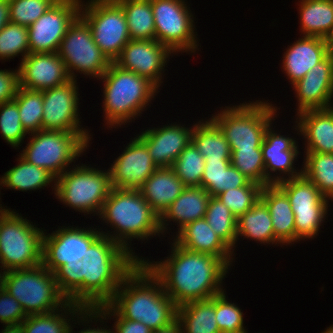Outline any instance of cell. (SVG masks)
Instances as JSON below:
<instances>
[{
  "label": "cell",
  "instance_id": "6da1fadb",
  "mask_svg": "<svg viewBox=\"0 0 333 333\" xmlns=\"http://www.w3.org/2000/svg\"><path fill=\"white\" fill-rule=\"evenodd\" d=\"M138 261L117 242L100 235L82 254L71 256L54 274L68 302L97 308L114 296Z\"/></svg>",
  "mask_w": 333,
  "mask_h": 333
},
{
  "label": "cell",
  "instance_id": "7a4b0ae2",
  "mask_svg": "<svg viewBox=\"0 0 333 333\" xmlns=\"http://www.w3.org/2000/svg\"><path fill=\"white\" fill-rule=\"evenodd\" d=\"M171 248L170 257L164 261L143 262L161 280L165 293L177 306L225 292L221 282L230 267L222 258L189 251L175 242Z\"/></svg>",
  "mask_w": 333,
  "mask_h": 333
},
{
  "label": "cell",
  "instance_id": "3957f363",
  "mask_svg": "<svg viewBox=\"0 0 333 333\" xmlns=\"http://www.w3.org/2000/svg\"><path fill=\"white\" fill-rule=\"evenodd\" d=\"M108 304L122 317L140 321L152 331L177 320L175 302L165 293L161 280L144 262H138L122 279Z\"/></svg>",
  "mask_w": 333,
  "mask_h": 333
},
{
  "label": "cell",
  "instance_id": "277c9868",
  "mask_svg": "<svg viewBox=\"0 0 333 333\" xmlns=\"http://www.w3.org/2000/svg\"><path fill=\"white\" fill-rule=\"evenodd\" d=\"M98 216L107 225L110 223L111 228L114 227V234H110V231L100 233L117 242L138 262H143L144 258L132 252L128 240L136 238L144 241L161 233L160 216L139 190L112 188Z\"/></svg>",
  "mask_w": 333,
  "mask_h": 333
},
{
  "label": "cell",
  "instance_id": "5b68a950",
  "mask_svg": "<svg viewBox=\"0 0 333 333\" xmlns=\"http://www.w3.org/2000/svg\"><path fill=\"white\" fill-rule=\"evenodd\" d=\"M100 79L104 82L103 111L109 128L127 124L140 116L159 89L146 77L121 69L114 62Z\"/></svg>",
  "mask_w": 333,
  "mask_h": 333
},
{
  "label": "cell",
  "instance_id": "8992f818",
  "mask_svg": "<svg viewBox=\"0 0 333 333\" xmlns=\"http://www.w3.org/2000/svg\"><path fill=\"white\" fill-rule=\"evenodd\" d=\"M23 218L10 208L0 212L1 272L42 264L44 231Z\"/></svg>",
  "mask_w": 333,
  "mask_h": 333
},
{
  "label": "cell",
  "instance_id": "52a82bcc",
  "mask_svg": "<svg viewBox=\"0 0 333 333\" xmlns=\"http://www.w3.org/2000/svg\"><path fill=\"white\" fill-rule=\"evenodd\" d=\"M2 287L20 303L27 315L50 313L68 302L58 289L55 274L42 264L2 272Z\"/></svg>",
  "mask_w": 333,
  "mask_h": 333
},
{
  "label": "cell",
  "instance_id": "ba28073f",
  "mask_svg": "<svg viewBox=\"0 0 333 333\" xmlns=\"http://www.w3.org/2000/svg\"><path fill=\"white\" fill-rule=\"evenodd\" d=\"M225 108L211 119L222 130L230 149H261L265 132L277 117V107L257 100Z\"/></svg>",
  "mask_w": 333,
  "mask_h": 333
},
{
  "label": "cell",
  "instance_id": "9c48e42d",
  "mask_svg": "<svg viewBox=\"0 0 333 333\" xmlns=\"http://www.w3.org/2000/svg\"><path fill=\"white\" fill-rule=\"evenodd\" d=\"M55 197L82 213L99 215L112 190L111 174L85 164L65 171L56 178ZM99 213V214H98Z\"/></svg>",
  "mask_w": 333,
  "mask_h": 333
},
{
  "label": "cell",
  "instance_id": "30bf717a",
  "mask_svg": "<svg viewBox=\"0 0 333 333\" xmlns=\"http://www.w3.org/2000/svg\"><path fill=\"white\" fill-rule=\"evenodd\" d=\"M32 134L20 156L30 164L48 170L56 178L88 149L91 141L89 132L40 130Z\"/></svg>",
  "mask_w": 333,
  "mask_h": 333
},
{
  "label": "cell",
  "instance_id": "8fae6325",
  "mask_svg": "<svg viewBox=\"0 0 333 333\" xmlns=\"http://www.w3.org/2000/svg\"><path fill=\"white\" fill-rule=\"evenodd\" d=\"M79 15L90 26L94 42L114 62L131 40L121 5L116 0L81 1Z\"/></svg>",
  "mask_w": 333,
  "mask_h": 333
},
{
  "label": "cell",
  "instance_id": "7c38bea8",
  "mask_svg": "<svg viewBox=\"0 0 333 333\" xmlns=\"http://www.w3.org/2000/svg\"><path fill=\"white\" fill-rule=\"evenodd\" d=\"M57 53L71 79L77 77L75 72L100 79L112 63L94 42L90 26L80 15L69 25Z\"/></svg>",
  "mask_w": 333,
  "mask_h": 333
},
{
  "label": "cell",
  "instance_id": "4fadbf2b",
  "mask_svg": "<svg viewBox=\"0 0 333 333\" xmlns=\"http://www.w3.org/2000/svg\"><path fill=\"white\" fill-rule=\"evenodd\" d=\"M277 185L286 193L294 212L295 242L316 237L327 215L329 199L303 174Z\"/></svg>",
  "mask_w": 333,
  "mask_h": 333
},
{
  "label": "cell",
  "instance_id": "5bb4252c",
  "mask_svg": "<svg viewBox=\"0 0 333 333\" xmlns=\"http://www.w3.org/2000/svg\"><path fill=\"white\" fill-rule=\"evenodd\" d=\"M151 6L156 40L173 53H195L199 44L193 15L185 0H151Z\"/></svg>",
  "mask_w": 333,
  "mask_h": 333
},
{
  "label": "cell",
  "instance_id": "9a60e30c",
  "mask_svg": "<svg viewBox=\"0 0 333 333\" xmlns=\"http://www.w3.org/2000/svg\"><path fill=\"white\" fill-rule=\"evenodd\" d=\"M82 0H58L28 27L30 53H54L69 25L79 15Z\"/></svg>",
  "mask_w": 333,
  "mask_h": 333
},
{
  "label": "cell",
  "instance_id": "2e32d148",
  "mask_svg": "<svg viewBox=\"0 0 333 333\" xmlns=\"http://www.w3.org/2000/svg\"><path fill=\"white\" fill-rule=\"evenodd\" d=\"M76 79L42 91V130L88 132L80 126L79 93Z\"/></svg>",
  "mask_w": 333,
  "mask_h": 333
},
{
  "label": "cell",
  "instance_id": "e0dca14e",
  "mask_svg": "<svg viewBox=\"0 0 333 333\" xmlns=\"http://www.w3.org/2000/svg\"><path fill=\"white\" fill-rule=\"evenodd\" d=\"M171 53L174 54L157 40L131 39L114 63L121 69L146 77L159 88L163 83L162 75Z\"/></svg>",
  "mask_w": 333,
  "mask_h": 333
},
{
  "label": "cell",
  "instance_id": "ac0fdd59",
  "mask_svg": "<svg viewBox=\"0 0 333 333\" xmlns=\"http://www.w3.org/2000/svg\"><path fill=\"white\" fill-rule=\"evenodd\" d=\"M59 227L57 231L43 236L42 265L55 273L66 264L71 256H77L87 250L101 235L95 228Z\"/></svg>",
  "mask_w": 333,
  "mask_h": 333
},
{
  "label": "cell",
  "instance_id": "d6986e66",
  "mask_svg": "<svg viewBox=\"0 0 333 333\" xmlns=\"http://www.w3.org/2000/svg\"><path fill=\"white\" fill-rule=\"evenodd\" d=\"M157 168L146 145L136 136L109 168L112 187L139 190Z\"/></svg>",
  "mask_w": 333,
  "mask_h": 333
},
{
  "label": "cell",
  "instance_id": "ffe728a7",
  "mask_svg": "<svg viewBox=\"0 0 333 333\" xmlns=\"http://www.w3.org/2000/svg\"><path fill=\"white\" fill-rule=\"evenodd\" d=\"M20 87L43 91L71 80L65 63L57 52L29 53L20 62Z\"/></svg>",
  "mask_w": 333,
  "mask_h": 333
},
{
  "label": "cell",
  "instance_id": "44dd1931",
  "mask_svg": "<svg viewBox=\"0 0 333 333\" xmlns=\"http://www.w3.org/2000/svg\"><path fill=\"white\" fill-rule=\"evenodd\" d=\"M293 88L299 102L297 115L307 110L333 107L330 102L333 97L332 51L302 79L293 84Z\"/></svg>",
  "mask_w": 333,
  "mask_h": 333
},
{
  "label": "cell",
  "instance_id": "7402d4cb",
  "mask_svg": "<svg viewBox=\"0 0 333 333\" xmlns=\"http://www.w3.org/2000/svg\"><path fill=\"white\" fill-rule=\"evenodd\" d=\"M271 124L268 126L264 140L261 146L263 161L265 163V186L277 184L285 179L296 178L302 175V169H294V160L299 155L296 140L291 137H285L272 130ZM279 172L280 176L273 175V172ZM272 172V174H271ZM281 174H288L281 176ZM275 176V177H274Z\"/></svg>",
  "mask_w": 333,
  "mask_h": 333
},
{
  "label": "cell",
  "instance_id": "603a6c76",
  "mask_svg": "<svg viewBox=\"0 0 333 333\" xmlns=\"http://www.w3.org/2000/svg\"><path fill=\"white\" fill-rule=\"evenodd\" d=\"M192 127L190 129L171 123L161 128L147 129L137 137L146 145L158 168L171 167L179 154L192 142L194 126Z\"/></svg>",
  "mask_w": 333,
  "mask_h": 333
},
{
  "label": "cell",
  "instance_id": "cb8c5ba5",
  "mask_svg": "<svg viewBox=\"0 0 333 333\" xmlns=\"http://www.w3.org/2000/svg\"><path fill=\"white\" fill-rule=\"evenodd\" d=\"M331 52V42L320 38L303 36L284 52L282 67L290 84L302 79L318 62Z\"/></svg>",
  "mask_w": 333,
  "mask_h": 333
},
{
  "label": "cell",
  "instance_id": "d4e9b609",
  "mask_svg": "<svg viewBox=\"0 0 333 333\" xmlns=\"http://www.w3.org/2000/svg\"><path fill=\"white\" fill-rule=\"evenodd\" d=\"M297 117L294 129L306 139V153L333 154V107L307 110Z\"/></svg>",
  "mask_w": 333,
  "mask_h": 333
},
{
  "label": "cell",
  "instance_id": "484cf974",
  "mask_svg": "<svg viewBox=\"0 0 333 333\" xmlns=\"http://www.w3.org/2000/svg\"><path fill=\"white\" fill-rule=\"evenodd\" d=\"M174 238L184 249L222 258L229 266L233 263L234 252L212 231L205 218L188 223Z\"/></svg>",
  "mask_w": 333,
  "mask_h": 333
},
{
  "label": "cell",
  "instance_id": "4316f807",
  "mask_svg": "<svg viewBox=\"0 0 333 333\" xmlns=\"http://www.w3.org/2000/svg\"><path fill=\"white\" fill-rule=\"evenodd\" d=\"M260 200L269 210L274 229V243L290 245L295 242V216L286 193L277 185L262 188Z\"/></svg>",
  "mask_w": 333,
  "mask_h": 333
},
{
  "label": "cell",
  "instance_id": "83f0119b",
  "mask_svg": "<svg viewBox=\"0 0 333 333\" xmlns=\"http://www.w3.org/2000/svg\"><path fill=\"white\" fill-rule=\"evenodd\" d=\"M210 197V194L202 187H186L160 216L161 234L168 230L170 221L178 225L179 231L188 223L205 218Z\"/></svg>",
  "mask_w": 333,
  "mask_h": 333
},
{
  "label": "cell",
  "instance_id": "f1b7e54d",
  "mask_svg": "<svg viewBox=\"0 0 333 333\" xmlns=\"http://www.w3.org/2000/svg\"><path fill=\"white\" fill-rule=\"evenodd\" d=\"M186 188L171 167L157 168L139 189L143 198L161 216Z\"/></svg>",
  "mask_w": 333,
  "mask_h": 333
},
{
  "label": "cell",
  "instance_id": "f546056e",
  "mask_svg": "<svg viewBox=\"0 0 333 333\" xmlns=\"http://www.w3.org/2000/svg\"><path fill=\"white\" fill-rule=\"evenodd\" d=\"M300 27L304 36L333 39V0L299 1Z\"/></svg>",
  "mask_w": 333,
  "mask_h": 333
},
{
  "label": "cell",
  "instance_id": "4dcf8cb0",
  "mask_svg": "<svg viewBox=\"0 0 333 333\" xmlns=\"http://www.w3.org/2000/svg\"><path fill=\"white\" fill-rule=\"evenodd\" d=\"M177 321L182 333H221L216 322L215 296L178 306Z\"/></svg>",
  "mask_w": 333,
  "mask_h": 333
},
{
  "label": "cell",
  "instance_id": "1f68e13d",
  "mask_svg": "<svg viewBox=\"0 0 333 333\" xmlns=\"http://www.w3.org/2000/svg\"><path fill=\"white\" fill-rule=\"evenodd\" d=\"M192 143L205 160H231L230 145L212 119L194 124Z\"/></svg>",
  "mask_w": 333,
  "mask_h": 333
},
{
  "label": "cell",
  "instance_id": "d6a6232c",
  "mask_svg": "<svg viewBox=\"0 0 333 333\" xmlns=\"http://www.w3.org/2000/svg\"><path fill=\"white\" fill-rule=\"evenodd\" d=\"M19 163L9 169L0 178V185L8 189L19 191L39 190L48 185L55 183L56 177L48 170L28 163L21 156L18 158Z\"/></svg>",
  "mask_w": 333,
  "mask_h": 333
},
{
  "label": "cell",
  "instance_id": "836d02e7",
  "mask_svg": "<svg viewBox=\"0 0 333 333\" xmlns=\"http://www.w3.org/2000/svg\"><path fill=\"white\" fill-rule=\"evenodd\" d=\"M240 236L264 245L274 244L273 222L268 208L261 200L237 219V240Z\"/></svg>",
  "mask_w": 333,
  "mask_h": 333
},
{
  "label": "cell",
  "instance_id": "e575fe53",
  "mask_svg": "<svg viewBox=\"0 0 333 333\" xmlns=\"http://www.w3.org/2000/svg\"><path fill=\"white\" fill-rule=\"evenodd\" d=\"M124 12L130 39L156 40L151 0H116Z\"/></svg>",
  "mask_w": 333,
  "mask_h": 333
},
{
  "label": "cell",
  "instance_id": "d590c367",
  "mask_svg": "<svg viewBox=\"0 0 333 333\" xmlns=\"http://www.w3.org/2000/svg\"><path fill=\"white\" fill-rule=\"evenodd\" d=\"M83 309L78 304L67 302L62 309L60 308L46 314L28 315L21 325L25 333H69L72 325L70 324L71 320L75 321L73 320L75 319L74 317L80 314ZM63 310L64 312H62ZM67 314L75 316H72L71 319Z\"/></svg>",
  "mask_w": 333,
  "mask_h": 333
},
{
  "label": "cell",
  "instance_id": "8d00e7d4",
  "mask_svg": "<svg viewBox=\"0 0 333 333\" xmlns=\"http://www.w3.org/2000/svg\"><path fill=\"white\" fill-rule=\"evenodd\" d=\"M302 174L329 200H333V154L306 153Z\"/></svg>",
  "mask_w": 333,
  "mask_h": 333
},
{
  "label": "cell",
  "instance_id": "74e56055",
  "mask_svg": "<svg viewBox=\"0 0 333 333\" xmlns=\"http://www.w3.org/2000/svg\"><path fill=\"white\" fill-rule=\"evenodd\" d=\"M205 219L212 231L234 252L237 242V218L217 197L211 196Z\"/></svg>",
  "mask_w": 333,
  "mask_h": 333
},
{
  "label": "cell",
  "instance_id": "f35d334b",
  "mask_svg": "<svg viewBox=\"0 0 333 333\" xmlns=\"http://www.w3.org/2000/svg\"><path fill=\"white\" fill-rule=\"evenodd\" d=\"M13 100L17 103L21 124L26 132L30 135V133L42 130V91L19 87L17 95Z\"/></svg>",
  "mask_w": 333,
  "mask_h": 333
},
{
  "label": "cell",
  "instance_id": "ab89813d",
  "mask_svg": "<svg viewBox=\"0 0 333 333\" xmlns=\"http://www.w3.org/2000/svg\"><path fill=\"white\" fill-rule=\"evenodd\" d=\"M205 158L191 142L174 161L171 168L186 187H201Z\"/></svg>",
  "mask_w": 333,
  "mask_h": 333
},
{
  "label": "cell",
  "instance_id": "60d3db41",
  "mask_svg": "<svg viewBox=\"0 0 333 333\" xmlns=\"http://www.w3.org/2000/svg\"><path fill=\"white\" fill-rule=\"evenodd\" d=\"M116 318L114 322V333H152L153 331L146 326L145 324L141 323L140 321H132L126 318H122L108 303L98 306L97 308H84L80 314L77 315L78 323H90L89 321L94 319L96 323L98 320L101 322L103 319L107 320L110 319L111 316ZM80 316V317H79ZM108 318H107V317ZM116 316V317H115ZM110 317V318H109ZM99 318V319H98ZM87 321V322H86Z\"/></svg>",
  "mask_w": 333,
  "mask_h": 333
},
{
  "label": "cell",
  "instance_id": "b9f144b4",
  "mask_svg": "<svg viewBox=\"0 0 333 333\" xmlns=\"http://www.w3.org/2000/svg\"><path fill=\"white\" fill-rule=\"evenodd\" d=\"M262 188V185L250 181L246 186L229 189L216 197L238 219L260 200Z\"/></svg>",
  "mask_w": 333,
  "mask_h": 333
},
{
  "label": "cell",
  "instance_id": "7bdbcfd3",
  "mask_svg": "<svg viewBox=\"0 0 333 333\" xmlns=\"http://www.w3.org/2000/svg\"><path fill=\"white\" fill-rule=\"evenodd\" d=\"M29 53L28 27L9 22L0 31V60L11 59L18 54L23 60Z\"/></svg>",
  "mask_w": 333,
  "mask_h": 333
},
{
  "label": "cell",
  "instance_id": "ee69618b",
  "mask_svg": "<svg viewBox=\"0 0 333 333\" xmlns=\"http://www.w3.org/2000/svg\"><path fill=\"white\" fill-rule=\"evenodd\" d=\"M231 164L251 182L265 186V163L261 149H231Z\"/></svg>",
  "mask_w": 333,
  "mask_h": 333
},
{
  "label": "cell",
  "instance_id": "f6af8a7d",
  "mask_svg": "<svg viewBox=\"0 0 333 333\" xmlns=\"http://www.w3.org/2000/svg\"><path fill=\"white\" fill-rule=\"evenodd\" d=\"M0 133L5 142L16 148L28 134L21 124L17 103L14 100L0 104Z\"/></svg>",
  "mask_w": 333,
  "mask_h": 333
},
{
  "label": "cell",
  "instance_id": "bcb514c9",
  "mask_svg": "<svg viewBox=\"0 0 333 333\" xmlns=\"http://www.w3.org/2000/svg\"><path fill=\"white\" fill-rule=\"evenodd\" d=\"M58 0H9L10 22L29 27Z\"/></svg>",
  "mask_w": 333,
  "mask_h": 333
},
{
  "label": "cell",
  "instance_id": "7dc6e473",
  "mask_svg": "<svg viewBox=\"0 0 333 333\" xmlns=\"http://www.w3.org/2000/svg\"><path fill=\"white\" fill-rule=\"evenodd\" d=\"M216 322L221 333H240L246 331L243 324V312L235 304L230 303L226 293L215 295Z\"/></svg>",
  "mask_w": 333,
  "mask_h": 333
},
{
  "label": "cell",
  "instance_id": "c3c4849f",
  "mask_svg": "<svg viewBox=\"0 0 333 333\" xmlns=\"http://www.w3.org/2000/svg\"><path fill=\"white\" fill-rule=\"evenodd\" d=\"M231 164V160H205L201 187L210 196L216 197L220 194L222 172Z\"/></svg>",
  "mask_w": 333,
  "mask_h": 333
},
{
  "label": "cell",
  "instance_id": "681fc988",
  "mask_svg": "<svg viewBox=\"0 0 333 333\" xmlns=\"http://www.w3.org/2000/svg\"><path fill=\"white\" fill-rule=\"evenodd\" d=\"M28 315L20 303L5 288L0 289V322L3 325L21 324Z\"/></svg>",
  "mask_w": 333,
  "mask_h": 333
},
{
  "label": "cell",
  "instance_id": "f907efd6",
  "mask_svg": "<svg viewBox=\"0 0 333 333\" xmlns=\"http://www.w3.org/2000/svg\"><path fill=\"white\" fill-rule=\"evenodd\" d=\"M20 87L19 70H0V104L11 101Z\"/></svg>",
  "mask_w": 333,
  "mask_h": 333
},
{
  "label": "cell",
  "instance_id": "816d5d0a",
  "mask_svg": "<svg viewBox=\"0 0 333 333\" xmlns=\"http://www.w3.org/2000/svg\"><path fill=\"white\" fill-rule=\"evenodd\" d=\"M250 182L237 168L230 164L222 172L220 194L229 189L246 186Z\"/></svg>",
  "mask_w": 333,
  "mask_h": 333
},
{
  "label": "cell",
  "instance_id": "f5cc1de1",
  "mask_svg": "<svg viewBox=\"0 0 333 333\" xmlns=\"http://www.w3.org/2000/svg\"><path fill=\"white\" fill-rule=\"evenodd\" d=\"M9 0H0V31L10 22Z\"/></svg>",
  "mask_w": 333,
  "mask_h": 333
},
{
  "label": "cell",
  "instance_id": "db71d44e",
  "mask_svg": "<svg viewBox=\"0 0 333 333\" xmlns=\"http://www.w3.org/2000/svg\"><path fill=\"white\" fill-rule=\"evenodd\" d=\"M152 333H182L179 322L176 320L174 323L171 325L154 330Z\"/></svg>",
  "mask_w": 333,
  "mask_h": 333
},
{
  "label": "cell",
  "instance_id": "11a10c76",
  "mask_svg": "<svg viewBox=\"0 0 333 333\" xmlns=\"http://www.w3.org/2000/svg\"><path fill=\"white\" fill-rule=\"evenodd\" d=\"M1 333H25L21 324L16 325H5Z\"/></svg>",
  "mask_w": 333,
  "mask_h": 333
},
{
  "label": "cell",
  "instance_id": "9f6ffc18",
  "mask_svg": "<svg viewBox=\"0 0 333 333\" xmlns=\"http://www.w3.org/2000/svg\"><path fill=\"white\" fill-rule=\"evenodd\" d=\"M103 328V329H102ZM105 327H100V328H94L93 327V329H91L90 327L89 328H87V329H85V328H83V330H81V331H79V333H114V331L112 330H106V329H104ZM73 328L72 327H70V331H69V333H73Z\"/></svg>",
  "mask_w": 333,
  "mask_h": 333
},
{
  "label": "cell",
  "instance_id": "6f0895ef",
  "mask_svg": "<svg viewBox=\"0 0 333 333\" xmlns=\"http://www.w3.org/2000/svg\"><path fill=\"white\" fill-rule=\"evenodd\" d=\"M322 333H333V325L331 327H327V329Z\"/></svg>",
  "mask_w": 333,
  "mask_h": 333
},
{
  "label": "cell",
  "instance_id": "680465c9",
  "mask_svg": "<svg viewBox=\"0 0 333 333\" xmlns=\"http://www.w3.org/2000/svg\"><path fill=\"white\" fill-rule=\"evenodd\" d=\"M2 288V272H0V289Z\"/></svg>",
  "mask_w": 333,
  "mask_h": 333
},
{
  "label": "cell",
  "instance_id": "91938a15",
  "mask_svg": "<svg viewBox=\"0 0 333 333\" xmlns=\"http://www.w3.org/2000/svg\"><path fill=\"white\" fill-rule=\"evenodd\" d=\"M331 51H332V53H333V39H332V41H331Z\"/></svg>",
  "mask_w": 333,
  "mask_h": 333
},
{
  "label": "cell",
  "instance_id": "94428289",
  "mask_svg": "<svg viewBox=\"0 0 333 333\" xmlns=\"http://www.w3.org/2000/svg\"><path fill=\"white\" fill-rule=\"evenodd\" d=\"M0 208H1V209H0V212H1V211L4 209V208L2 207V204H0Z\"/></svg>",
  "mask_w": 333,
  "mask_h": 333
}]
</instances>
